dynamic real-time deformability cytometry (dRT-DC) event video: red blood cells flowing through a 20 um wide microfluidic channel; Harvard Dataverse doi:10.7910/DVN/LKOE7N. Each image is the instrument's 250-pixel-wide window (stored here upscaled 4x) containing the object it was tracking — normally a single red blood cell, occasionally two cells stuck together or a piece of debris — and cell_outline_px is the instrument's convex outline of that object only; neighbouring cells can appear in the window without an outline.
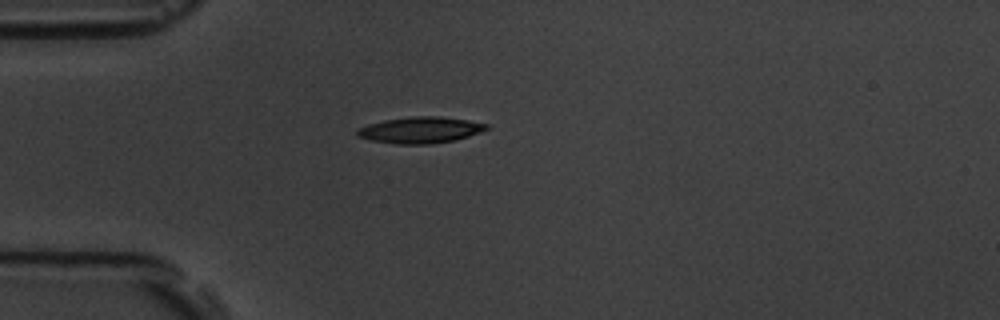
{"species": "common noctule bat (a hibernating species)", "species_latin": "Nyctalus noctula", "temperature_condition": "room temperature", "stored_images_in_passage": 1, "camera_frame_rate_fps": 3000, "um_per_image_px": 0.085, "animal": {"sex": "male", "body_mass_g": 19.5, "forearm_length_mm": 54.6}, "frame": {"image": 1, "passage_image": 1, "time_ms": 0.0, "image_size_px": [1000, 320], "cell_outline_px": [[488, 128], [480, 132], [468, 136], [452, 140], [432, 144], [396, 144], [372, 140], [356, 136], [356, 128], [368, 124], [384, 120], [412, 116], [440, 116], [468, 120], [488, 124]], "centroid_in_image_um": [35.69, 11.04], "position_along_channel_um": 49.3, "area_um2": 19.77}}